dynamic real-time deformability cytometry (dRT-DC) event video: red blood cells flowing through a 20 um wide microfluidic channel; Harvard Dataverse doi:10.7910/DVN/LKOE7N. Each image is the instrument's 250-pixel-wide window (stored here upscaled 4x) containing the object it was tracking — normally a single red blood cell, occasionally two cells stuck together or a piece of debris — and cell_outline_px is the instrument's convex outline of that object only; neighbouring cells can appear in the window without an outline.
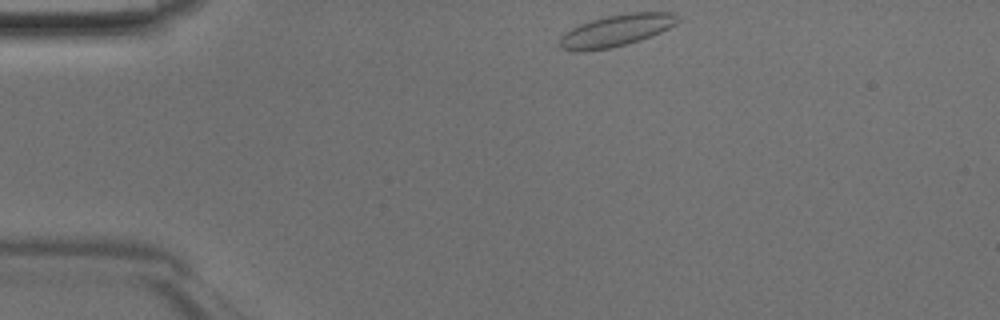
{"species": "Egyptian fruit bat (a non-hibernating species)", "species_latin": "Rousettus aegyptiacus", "temperature_condition": "room temperature", "stored_images_in_passage": 39, "camera_frame_rate_fps": 3000, "um_per_image_px": 0.085, "animal": {"sex": "male"}, "frame": {"image": 1, "passage_image": 1, "time_ms": 0.0, "image_size_px": [1000, 320], "cell_outline_px": [[680, 20], [676, 24], [652, 36], [640, 40], [612, 48], [584, 52], [572, 52], [560, 48], [560, 36], [564, 32], [580, 24], [604, 16], [628, 12], [676, 12], [680, 16]], "centroid_in_image_um": [52.38, 2.6], "position_along_channel_um": 32.6, "area_um2": 22.31}}
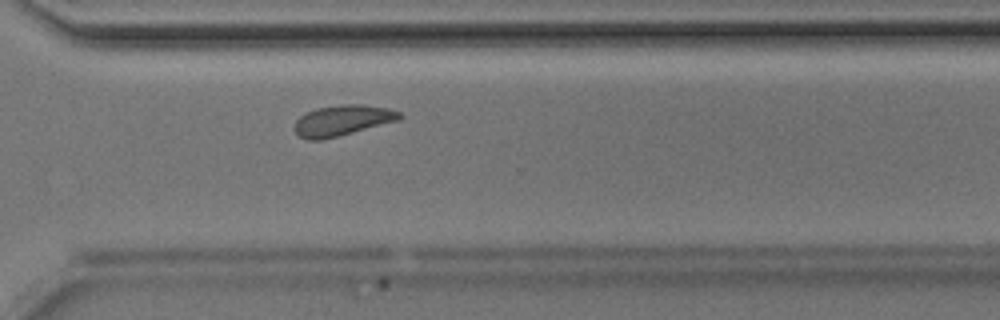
{"frame": {"image": 2, "passage_image": 26, "time_ms": 8.333, "image_size_px": [1000, 320], "cell_outline_px": [[404, 116], [400, 120], [320, 140], [308, 140], [296, 136], [292, 128], [296, 120], [300, 116], [316, 108], [344, 104], [364, 104], [388, 108], [400, 112]], "centroid_in_image_um": [29.07, 10.23], "position_along_channel_um": 341.5, "area_um2": 18.84}}
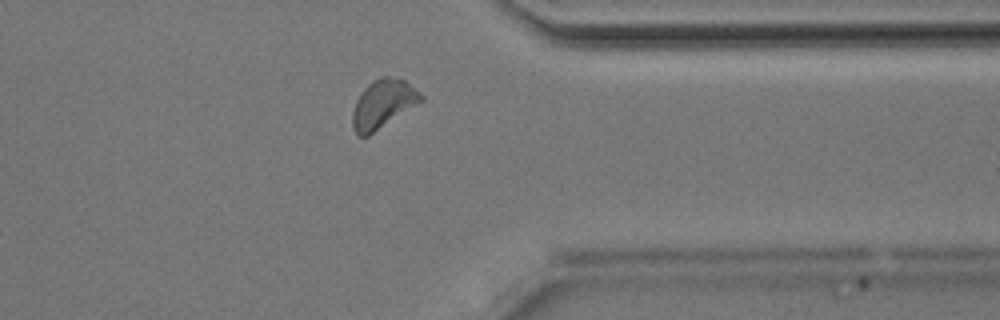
{"frame": {"image": 3, "passage_image": 29, "time_ms": 9.333, "image_size_px": [1000, 320], "cell_outline_px": [[424, 100], [368, 136], [356, 136], [352, 128], [352, 112], [356, 100], [360, 92], [372, 80], [380, 76], [388, 76], [404, 80], [420, 92], [424, 96]], "centroid_in_image_um": [32.53, 8.84], "position_along_channel_um": 378.9, "area_um2": 19.48}}